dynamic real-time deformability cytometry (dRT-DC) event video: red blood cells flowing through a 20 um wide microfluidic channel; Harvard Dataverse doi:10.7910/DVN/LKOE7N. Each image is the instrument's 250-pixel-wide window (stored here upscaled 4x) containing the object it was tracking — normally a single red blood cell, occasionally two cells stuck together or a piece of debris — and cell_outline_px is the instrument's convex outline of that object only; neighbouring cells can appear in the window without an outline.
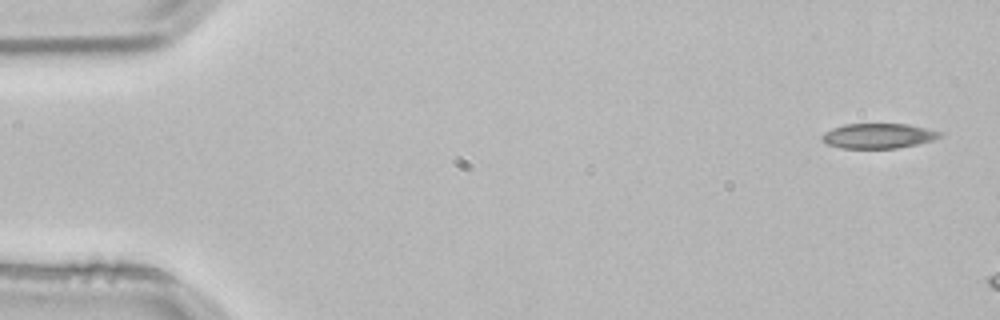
{"species": "common noctule bat (a hibernating species)", "species_latin": "Nyctalus noctula", "temperature_condition": "room temperature", "stored_images_in_passage": 2, "camera_frame_rate_fps": 3000, "um_per_image_px": 0.085, "animal": {"sex": "male", "body_mass_g": 21.5, "forearm_length_mm": 52.0}, "frame": {"image": 1, "passage_image": 1, "time_ms": 0.0, "image_size_px": [1000, 320], "cell_outline_px": [[944, 136], [932, 140], [916, 144], [896, 148], [840, 148], [828, 144], [820, 140], [820, 136], [824, 132], [832, 128], [844, 124], [908, 124], [944, 132]], "centroid_in_image_um": [74.65, 11.54], "position_along_channel_um": 10.4, "area_um2": 17.28}}